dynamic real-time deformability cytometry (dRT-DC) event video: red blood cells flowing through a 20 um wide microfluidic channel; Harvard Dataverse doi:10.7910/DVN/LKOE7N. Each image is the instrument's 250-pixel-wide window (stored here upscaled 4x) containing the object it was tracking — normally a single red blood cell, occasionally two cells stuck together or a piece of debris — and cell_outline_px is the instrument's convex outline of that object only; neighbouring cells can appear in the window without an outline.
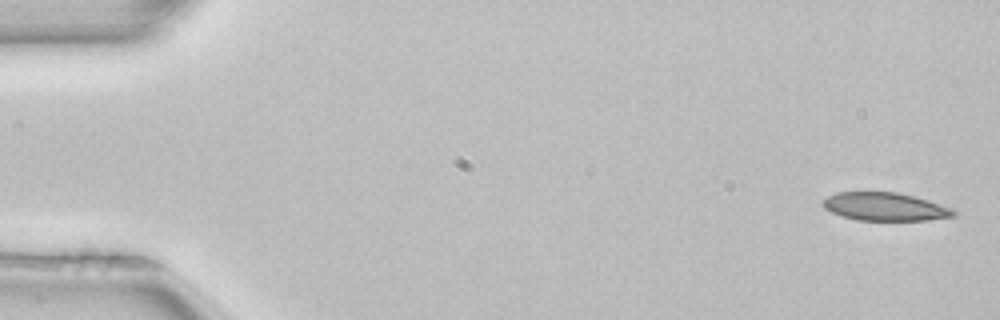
{"species": "common noctule bat (a hibernating species)", "species_latin": "Nyctalus noctula", "temperature_condition": "room temperature", "stored_images_in_passage": 3, "camera_frame_rate_fps": 3000, "um_per_image_px": 0.085, "animal": {"sex": "female", "body_mass_g": 22.7, "forearm_length_mm": 54.2}, "frame": {"image": 1, "passage_image": 1, "time_ms": 0.0, "image_size_px": [1000, 320], "cell_outline_px": [[956, 216], [928, 220], [856, 220], [832, 212], [824, 208], [820, 204], [828, 196], [836, 192], [896, 192], [928, 200], [952, 208], [956, 212]], "centroid_in_image_um": [75.22, 17.57], "position_along_channel_um": 9.8, "area_um2": 21.33}}